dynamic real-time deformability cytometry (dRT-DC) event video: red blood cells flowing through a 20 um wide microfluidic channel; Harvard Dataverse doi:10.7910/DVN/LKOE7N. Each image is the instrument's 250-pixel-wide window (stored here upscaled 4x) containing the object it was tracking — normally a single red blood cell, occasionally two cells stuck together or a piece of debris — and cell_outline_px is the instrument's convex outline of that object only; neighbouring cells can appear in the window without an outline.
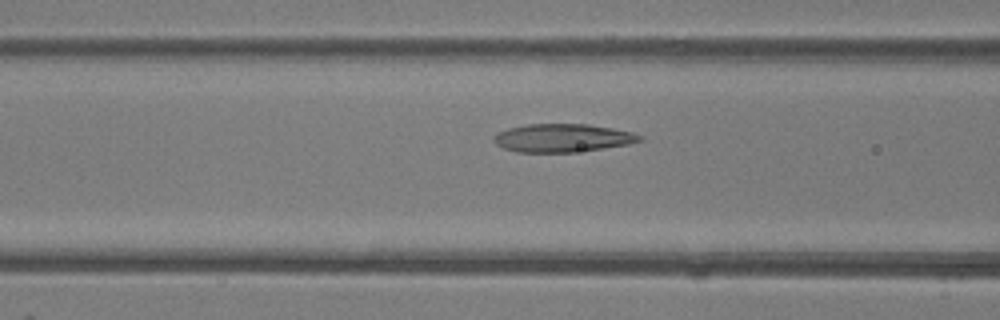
{"species": "common noctule bat (a hibernating species)", "species_latin": "Nyctalus noctula", "temperature_condition": "room temperature", "stored_images_in_passage": 41, "camera_frame_rate_fps": 3000, "um_per_image_px": 0.085, "animal": {"sex": "female"}, "frame": {"image": 1, "passage_image": 19, "time_ms": 6.0, "image_size_px": [1000, 320], "cell_outline_px": [[644, 140], [628, 144], [604, 148], [572, 152], [516, 152], [504, 148], [496, 144], [492, 140], [492, 136], [496, 132], [508, 128], [528, 124], [588, 124], [612, 128], [632, 132], [644, 136]], "centroid_in_image_um": [47.8, 11.72], "position_along_channel_um": 118.8, "area_um2": 24.1}}
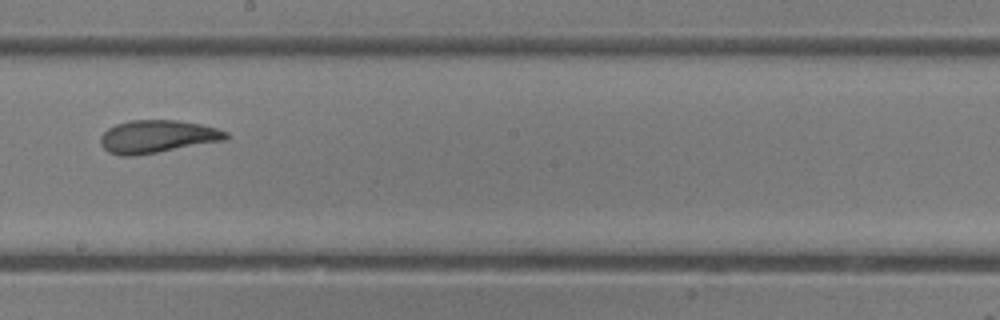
{"frame": {"image": 2, "passage_image": 27, "time_ms": 8.667, "image_size_px": [1000, 320], "cell_outline_px": [[228, 136], [224, 140], [156, 152], [132, 156], [120, 156], [108, 152], [100, 144], [100, 136], [108, 128], [116, 124], [132, 120], [176, 120], [200, 124], [216, 128], [228, 132]], "centroid_in_image_um": [13.32, 11.6], "position_along_channel_um": 234.9, "area_um2": 23.7}}
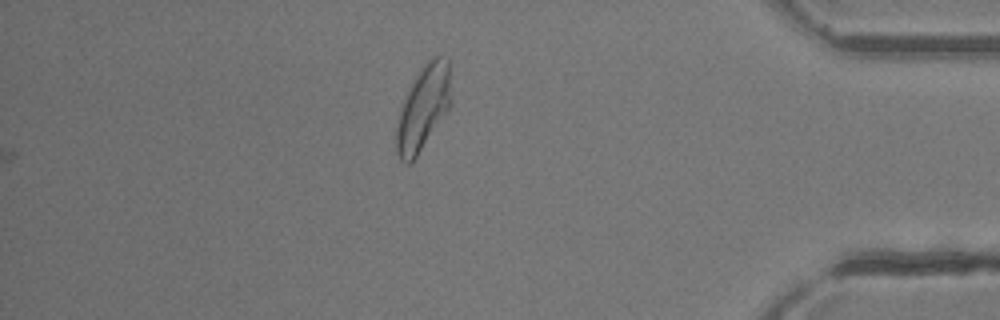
{"frame": {"image": 3, "passage_image": 41, "time_ms": 13.333, "image_size_px": [1000, 320], "cell_outline_px": [[452, 100], [448, 108], [412, 164], [404, 164], [400, 160], [396, 152], [396, 132], [400, 104], [404, 96], [424, 60], [432, 56], [440, 56], [448, 60], [452, 96]], "centroid_in_image_um": [35.95, 9.15], "position_along_channel_um": 399.3, "area_um2": 27.28}, "authors_computed_cell_mechanics": {"area_um2": 25.0852, "velocity_mm_per_s": 4.3506, "shape_relaxation_time_tau1_ms": 4.4147, "shape_relaxation_time_tau2_ms": 2.0591, "deformation_change_tau1": 0.1601, "deformation_change_tau2": 0.1024}}